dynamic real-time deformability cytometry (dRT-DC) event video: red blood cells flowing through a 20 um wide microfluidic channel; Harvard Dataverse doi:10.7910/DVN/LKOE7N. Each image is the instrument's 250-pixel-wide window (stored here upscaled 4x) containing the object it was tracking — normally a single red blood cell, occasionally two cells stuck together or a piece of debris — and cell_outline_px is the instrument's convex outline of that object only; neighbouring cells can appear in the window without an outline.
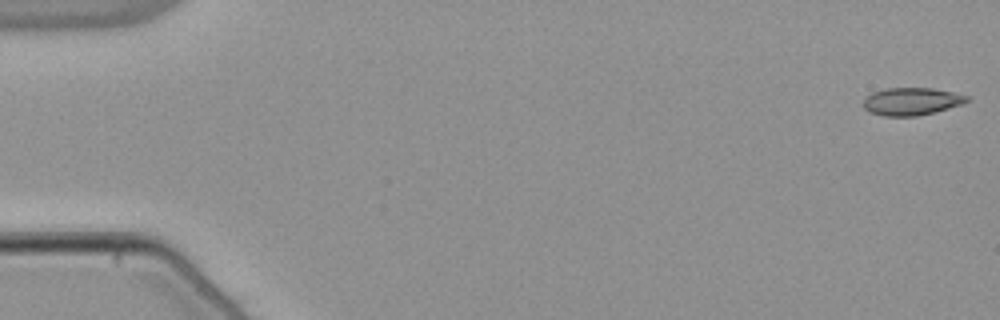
{"species": "common noctule bat (a hibernating species)", "species_latin": "Nyctalus noctula", "temperature_condition": "warm", "stored_images_in_passage": 53, "camera_frame_rate_fps": 3000, "um_per_image_px": 0.085, "animal": {"sex": "male", "body_mass_g": 21.5, "forearm_length_mm": 52.0}, "frame": {"image": 1, "passage_image": 1, "time_ms": 0.0, "image_size_px": [1000, 320], "cell_outline_px": [[972, 100], [964, 104], [936, 112], [916, 116], [884, 116], [868, 112], [864, 108], [864, 100], [872, 92], [884, 88], [932, 88], [952, 92], [968, 96]], "centroid_in_image_um": [77.51, 8.62], "position_along_channel_um": 7.5, "area_um2": 16.82}}
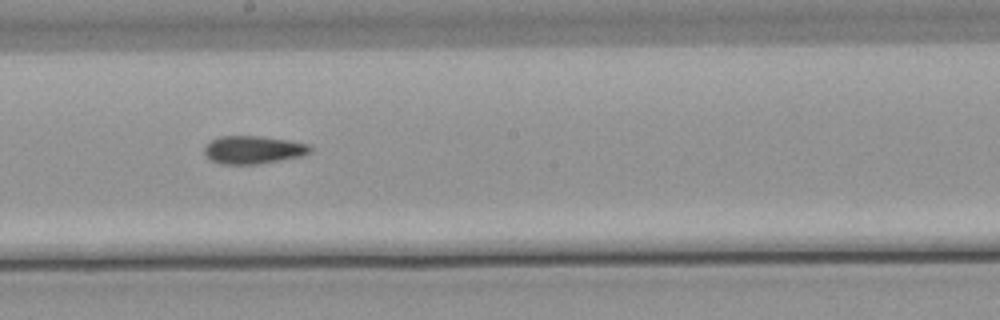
{"frame": {"image": 2, "passage_image": 30, "time_ms": 9.667, "image_size_px": [1000, 320], "cell_outline_px": [[312, 152], [300, 156], [280, 160], [256, 164], [220, 164], [212, 160], [204, 152], [204, 148], [212, 140], [220, 136], [260, 136], [288, 140], [312, 144]], "centroid_in_image_um": [21.57, 12.72], "position_along_channel_um": 226.6, "area_um2": 17.17}}
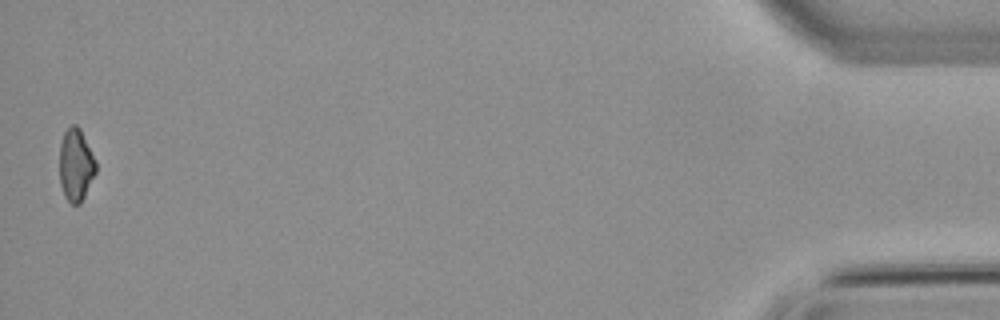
{"frame": {"image": 3, "passage_image": 53, "time_ms": 17.333, "image_size_px": [1000, 320], "cell_outline_px": [[96, 172], [80, 204], [72, 204], [64, 196], [60, 184], [60, 144], [64, 132], [72, 124], [76, 124], [80, 128], [96, 160]], "centroid_in_image_um": [6.45, 14.01], "position_along_channel_um": 428.8, "area_um2": 15.32}}